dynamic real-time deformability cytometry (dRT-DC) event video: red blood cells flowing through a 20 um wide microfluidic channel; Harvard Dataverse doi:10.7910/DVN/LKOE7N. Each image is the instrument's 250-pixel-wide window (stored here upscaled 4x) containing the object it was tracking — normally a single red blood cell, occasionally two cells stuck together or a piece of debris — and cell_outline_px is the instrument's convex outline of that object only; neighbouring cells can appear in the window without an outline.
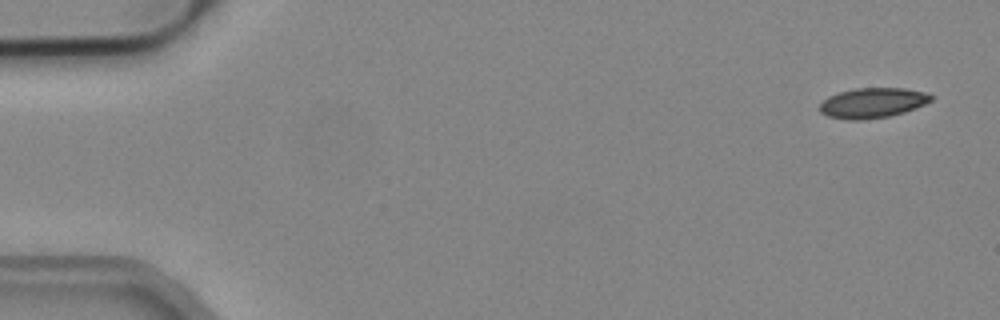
{"species": "common noctule bat (a hibernating species)", "species_latin": "Nyctalus noctula", "temperature_condition": "cold", "stored_images_in_passage": 7, "camera_frame_rate_fps": 3000, "um_per_image_px": 0.085, "animal": {"sex": "male", "body_mass_g": 19.2, "forearm_length_mm": 51.8}, "frame": {"image": 1, "passage_image": 1, "time_ms": 0.0, "image_size_px": [1000, 320], "cell_outline_px": [[932, 100], [916, 108], [904, 112], [888, 116], [860, 120], [852, 120], [828, 116], [820, 112], [820, 104], [828, 96], [840, 92], [856, 88], [904, 88], [924, 92], [932, 96]], "centroid_in_image_um": [74.16, 8.74], "position_along_channel_um": 10.8, "area_um2": 19.31}}
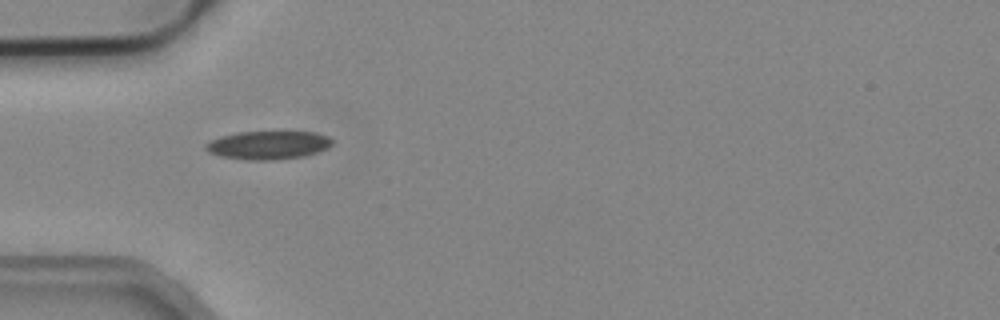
{"frame": {"image": 2, "passage_image": 4, "time_ms": 1.0, "image_size_px": [1000, 320], "cell_outline_px": [[332, 144], [328, 148], [304, 156], [272, 160], [244, 160], [220, 156], [208, 152], [204, 148], [204, 144], [208, 140], [220, 136], [236, 132], [316, 132], [328, 136], [332, 140]], "centroid_in_image_um": [22.74, 12.33], "position_along_channel_um": 62.3, "area_um2": 21.1}}